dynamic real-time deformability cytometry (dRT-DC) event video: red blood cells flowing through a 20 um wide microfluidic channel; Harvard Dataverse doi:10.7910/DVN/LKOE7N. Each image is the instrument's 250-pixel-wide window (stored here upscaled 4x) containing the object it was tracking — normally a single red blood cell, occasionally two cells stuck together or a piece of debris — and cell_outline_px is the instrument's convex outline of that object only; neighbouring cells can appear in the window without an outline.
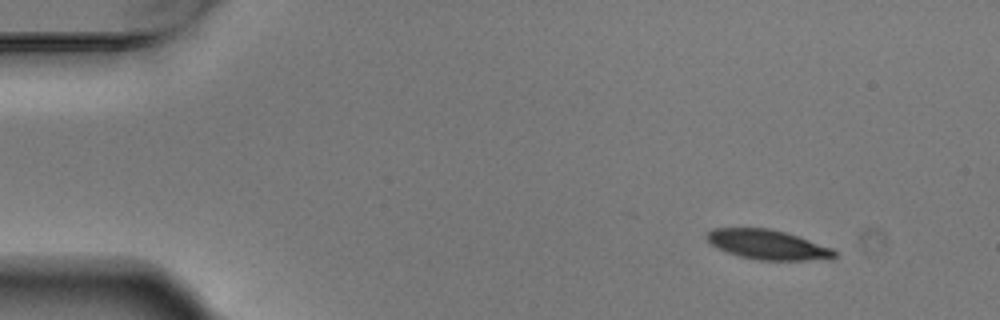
{"species": "Egyptian fruit bat (a non-hibernating species)", "species_latin": "Rousettus aegyptiacus", "temperature_condition": "warm", "stored_images_in_passage": 4, "camera_frame_rate_fps": 3000, "um_per_image_px": 0.085, "animal": {"sex": "male"}, "frame": {"image": 1, "passage_image": 1, "time_ms": 0.0, "image_size_px": [1000, 320], "cell_outline_px": [[836, 256], [832, 260], [760, 260], [740, 256], [716, 248], [704, 236], [712, 228], [768, 228], [784, 232], [832, 248], [836, 252]], "centroid_in_image_um": [65.26, 20.8], "position_along_channel_um": 19.7, "area_um2": 21.96}}
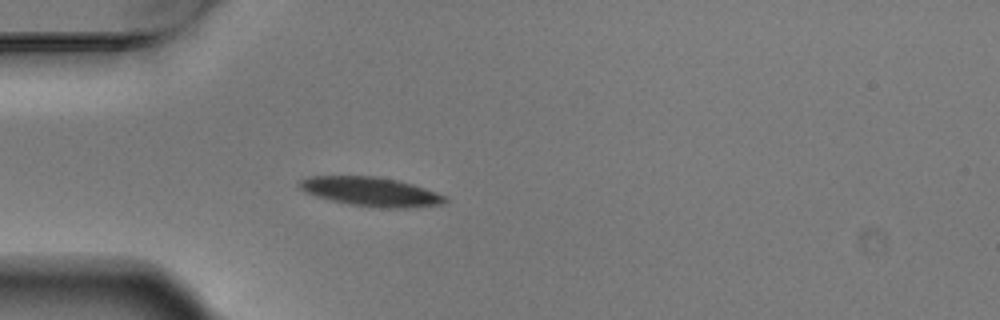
{"frame": {"image": 2, "passage_image": 4, "time_ms": 1.0, "image_size_px": [1000, 320], "cell_outline_px": [[448, 200], [444, 204], [408, 208], [380, 208], [348, 204], [316, 196], [304, 192], [300, 188], [300, 180], [312, 176], [376, 176], [396, 180], [412, 184], [448, 196]], "centroid_in_image_um": [31.57, 16.3], "position_along_channel_um": 53.4, "area_um2": 24.68}}